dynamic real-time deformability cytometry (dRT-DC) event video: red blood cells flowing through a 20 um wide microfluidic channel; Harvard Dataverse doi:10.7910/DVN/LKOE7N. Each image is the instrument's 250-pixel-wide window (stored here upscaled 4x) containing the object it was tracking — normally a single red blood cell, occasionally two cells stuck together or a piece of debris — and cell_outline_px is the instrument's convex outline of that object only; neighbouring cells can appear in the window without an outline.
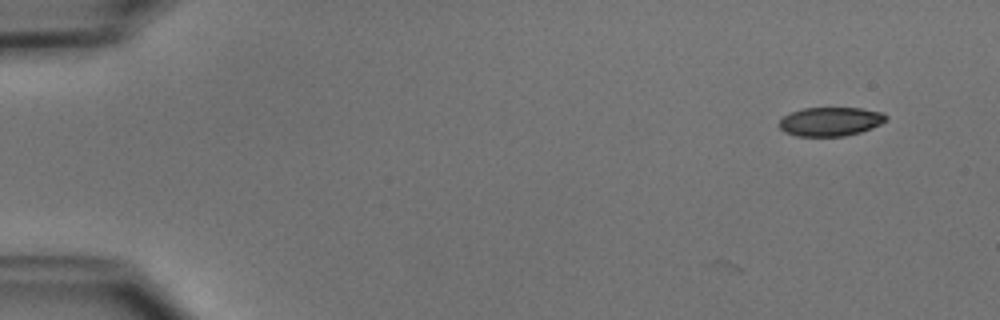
{"species": "common noctule bat (a hibernating species)", "species_latin": "Nyctalus noctula", "temperature_condition": "cold", "stored_images_in_passage": 2, "camera_frame_rate_fps": 3000, "um_per_image_px": 0.085, "animal": {"sex": "male", "body_mass_g": 15.6}, "frame": {"image": 1, "passage_image": 2, "time_ms": 0.333, "image_size_px": [1000, 320], "cell_outline_px": [[888, 120], [872, 128], [860, 132], [844, 136], [796, 136], [784, 132], [780, 128], [780, 120], [784, 116], [792, 112], [804, 108], [860, 108], [884, 112], [888, 116]], "centroid_in_image_um": [70.63, 10.33], "position_along_channel_um": 14.4, "area_um2": 18.03}}